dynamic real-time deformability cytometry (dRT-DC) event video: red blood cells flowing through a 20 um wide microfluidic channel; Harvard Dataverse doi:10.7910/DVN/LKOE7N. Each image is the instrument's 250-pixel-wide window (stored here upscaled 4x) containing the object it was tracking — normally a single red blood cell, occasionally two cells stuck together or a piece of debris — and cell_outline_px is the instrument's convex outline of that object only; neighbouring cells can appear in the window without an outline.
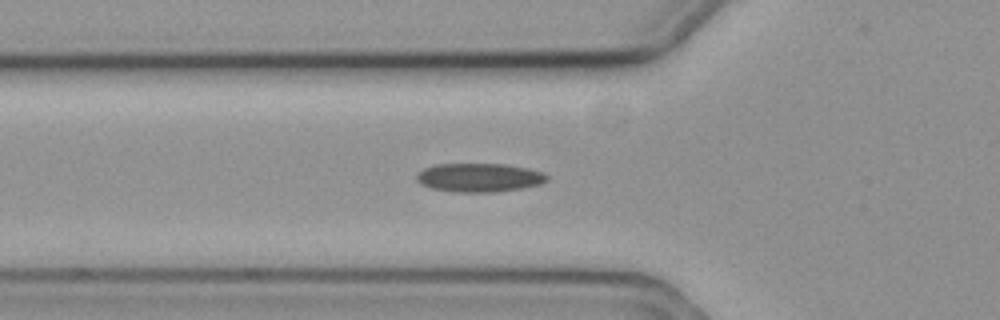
{"species": "common noctule bat (a hibernating species)", "species_latin": "Nyctalus noctula", "temperature_condition": "cold", "stored_images_in_passage": 6, "camera_frame_rate_fps": 3000, "um_per_image_px": 0.085, "animal": {"sex": "female", "body_mass_g": 19.3, "forearm_length_mm": 54.1}, "frame": {"image": 1, "passage_image": 2, "time_ms": 0.333, "image_size_px": [1000, 320], "cell_outline_px": [[548, 180], [540, 184], [520, 188], [496, 192], [452, 192], [432, 188], [420, 184], [416, 180], [416, 172], [424, 168], [436, 164], [504, 164], [528, 168], [544, 172], [548, 176]], "centroid_in_image_um": [40.71, 15.09], "position_along_channel_um": 85.1, "area_um2": 21.96}}